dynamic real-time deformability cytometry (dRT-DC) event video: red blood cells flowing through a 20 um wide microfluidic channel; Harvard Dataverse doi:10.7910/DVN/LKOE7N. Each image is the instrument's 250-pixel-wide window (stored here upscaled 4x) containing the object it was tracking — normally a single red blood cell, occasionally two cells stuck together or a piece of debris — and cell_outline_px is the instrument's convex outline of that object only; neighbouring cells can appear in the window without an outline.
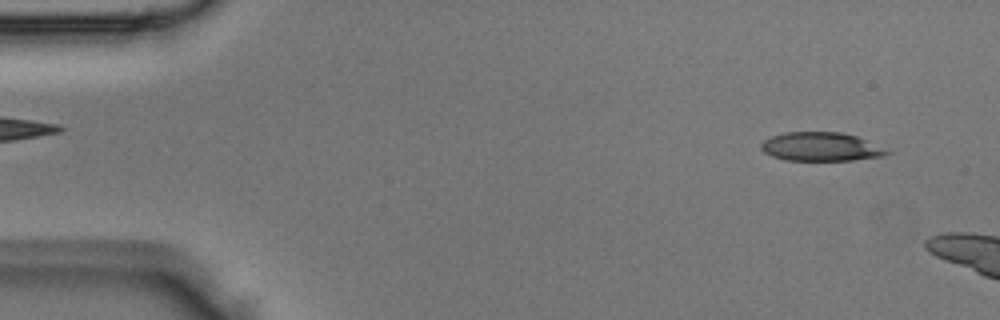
{"species": "Egyptian fruit bat (a non-hibernating species)", "species_latin": "Rousettus aegyptiacus", "temperature_condition": "room temperature", "stored_images_in_passage": 8, "camera_frame_rate_fps": 3000, "um_per_image_px": 0.085, "animal": {"sex": "male"}, "frame": {"image": 1, "passage_image": 4, "time_ms": 1.0, "image_size_px": [1000, 320], "cell_outline_px": [[892, 152], [880, 156], [852, 160], [784, 160], [772, 156], [764, 152], [760, 148], [760, 144], [764, 140], [772, 136], [784, 132], [840, 132], [856, 136]], "centroid_in_image_um": [69.71, 12.47], "position_along_channel_um": 15.3, "area_um2": 20.81}}